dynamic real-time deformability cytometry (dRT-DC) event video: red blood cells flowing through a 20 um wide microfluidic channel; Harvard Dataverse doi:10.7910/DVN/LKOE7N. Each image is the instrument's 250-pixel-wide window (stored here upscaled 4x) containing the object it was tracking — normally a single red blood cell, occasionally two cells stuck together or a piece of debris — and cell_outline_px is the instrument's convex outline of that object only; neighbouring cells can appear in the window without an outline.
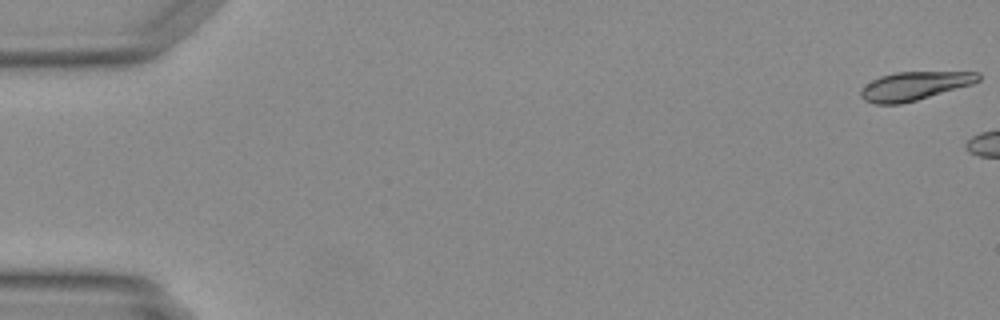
{"species": "Egyptian fruit bat (a non-hibernating species)", "species_latin": "Rousettus aegyptiacus", "temperature_condition": "warm", "stored_images_in_passage": 6, "camera_frame_rate_fps": 3000, "um_per_image_px": 0.085, "animal": {"sex": "female"}, "frame": {"image": 1, "passage_image": 1, "time_ms": 0.0, "image_size_px": [1000, 320], "cell_outline_px": [[980, 80], [972, 84], [916, 100], [900, 104], [876, 104], [864, 100], [860, 96], [860, 88], [872, 80], [880, 76], [896, 72], [980, 72]], "centroid_in_image_um": [77.69, 7.3], "position_along_channel_um": 7.3, "area_um2": 19.42}}